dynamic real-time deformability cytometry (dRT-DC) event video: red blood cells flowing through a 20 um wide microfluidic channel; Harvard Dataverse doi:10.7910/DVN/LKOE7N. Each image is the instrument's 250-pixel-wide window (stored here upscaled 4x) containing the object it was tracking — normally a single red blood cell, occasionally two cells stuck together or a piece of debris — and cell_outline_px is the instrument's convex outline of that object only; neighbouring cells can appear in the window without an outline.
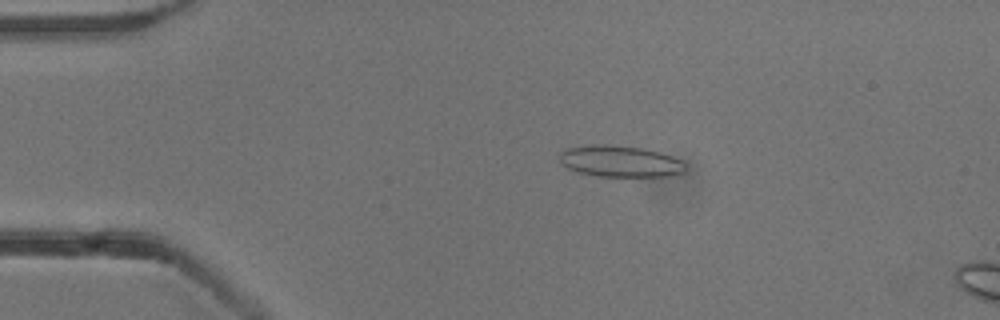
{"species": "common noctule bat (a hibernating species)", "species_latin": "Nyctalus noctula", "temperature_condition": "cold", "stored_images_in_passage": 9, "camera_frame_rate_fps": 3000, "um_per_image_px": 0.085, "animal": {"sex": "male", "body_mass_g": 13.3}, "frame": {"image": 1, "passage_image": 4, "time_ms": 1.0, "image_size_px": [1000, 320], "cell_outline_px": [[684, 172], [668, 176], [596, 176], [576, 172], [560, 164], [560, 152], [568, 148], [596, 144], [604, 144], [644, 148], [660, 152], [672, 156], [680, 160], [684, 164]], "centroid_in_image_um": [52.68, 13.71], "position_along_channel_um": 32.3, "area_um2": 23.0}}